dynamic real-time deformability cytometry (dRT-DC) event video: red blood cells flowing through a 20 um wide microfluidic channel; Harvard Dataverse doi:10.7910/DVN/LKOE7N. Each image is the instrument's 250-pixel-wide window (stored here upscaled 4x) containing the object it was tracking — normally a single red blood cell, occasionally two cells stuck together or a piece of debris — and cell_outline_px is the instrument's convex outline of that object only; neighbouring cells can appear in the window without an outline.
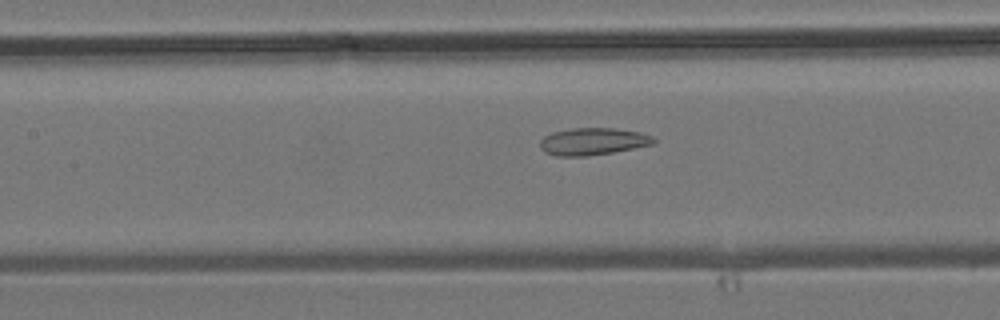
{"species": "common noctule bat (a hibernating species)", "species_latin": "Nyctalus noctula", "temperature_condition": "room temperature", "stored_images_in_passage": 4, "camera_frame_rate_fps": 3000, "um_per_image_px": 0.085, "animal": {"sex": "male", "body_mass_g": 19.2, "forearm_length_mm": 51.8}, "frame": {"image": 1, "passage_image": 4, "time_ms": 3.667, "image_size_px": [1000, 320], "cell_outline_px": [[656, 140], [652, 144], [612, 152], [588, 156], [556, 156], [544, 152], [540, 148], [540, 140], [544, 136], [552, 132], [572, 128], [612, 128], [640, 132], [652, 136]], "centroid_in_image_um": [50.34, 12.02], "position_along_channel_um": 157.1, "area_um2": 17.92}}